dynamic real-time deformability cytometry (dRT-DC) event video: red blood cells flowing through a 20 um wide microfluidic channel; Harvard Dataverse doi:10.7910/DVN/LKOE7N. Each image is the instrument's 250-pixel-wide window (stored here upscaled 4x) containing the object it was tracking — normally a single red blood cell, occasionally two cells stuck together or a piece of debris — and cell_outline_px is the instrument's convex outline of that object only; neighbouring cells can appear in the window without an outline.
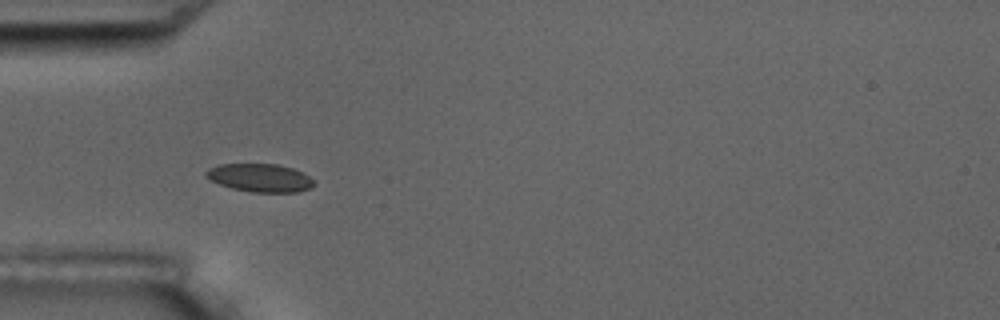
{"species": "common noctule bat (a hibernating species)", "species_latin": "Nyctalus noctula", "temperature_condition": "room temperature", "stored_images_in_passage": 7, "camera_frame_rate_fps": 3000, "um_per_image_px": 0.085, "animal": {"sex": "male", "body_mass_g": 17.5, "forearm_length_mm": 52.3}, "frame": {"image": 1, "passage_image": 6, "time_ms": 7.667, "image_size_px": [1000, 320], "cell_outline_px": [[316, 184], [312, 188], [300, 192], [248, 192], [232, 188], [220, 184], [204, 176], [204, 172], [208, 168], [220, 164], [276, 164], [292, 168], [316, 180]], "centroid_in_image_um": [22.12, 15.12], "position_along_channel_um": 62.9, "area_um2": 17.86}}